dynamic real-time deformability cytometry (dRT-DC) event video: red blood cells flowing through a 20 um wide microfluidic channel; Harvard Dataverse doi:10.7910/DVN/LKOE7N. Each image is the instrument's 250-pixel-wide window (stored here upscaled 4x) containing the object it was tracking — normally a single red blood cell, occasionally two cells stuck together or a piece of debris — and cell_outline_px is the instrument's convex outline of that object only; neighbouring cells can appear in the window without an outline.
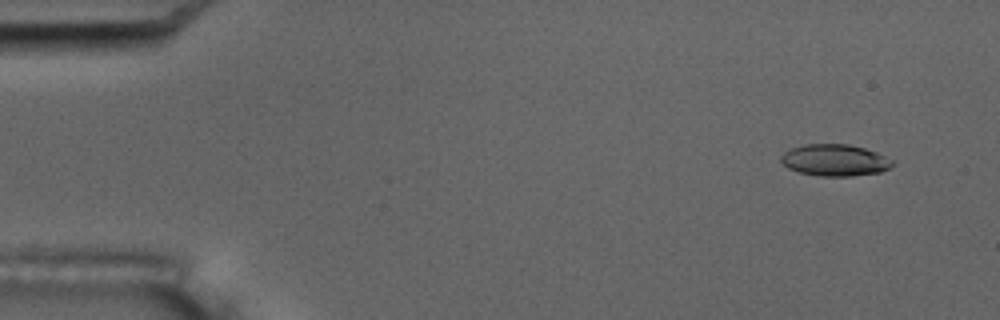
{"species": "common noctule bat (a hibernating species)", "species_latin": "Nyctalus noctula", "temperature_condition": "room temperature", "stored_images_in_passage": 4, "camera_frame_rate_fps": 3000, "um_per_image_px": 0.085, "animal": {"sex": "male", "body_mass_g": 17.5, "forearm_length_mm": 52.3}, "frame": {"image": 1, "passage_image": 1, "time_ms": 0.0, "image_size_px": [1000, 320], "cell_outline_px": [[896, 164], [880, 172], [852, 176], [820, 176], [800, 172], [788, 168], [780, 160], [780, 156], [784, 152], [792, 148], [804, 144], [848, 144], [864, 148], [876, 152], [892, 160]], "centroid_in_image_um": [70.96, 13.61], "position_along_channel_um": 14.0, "area_um2": 20.52}}